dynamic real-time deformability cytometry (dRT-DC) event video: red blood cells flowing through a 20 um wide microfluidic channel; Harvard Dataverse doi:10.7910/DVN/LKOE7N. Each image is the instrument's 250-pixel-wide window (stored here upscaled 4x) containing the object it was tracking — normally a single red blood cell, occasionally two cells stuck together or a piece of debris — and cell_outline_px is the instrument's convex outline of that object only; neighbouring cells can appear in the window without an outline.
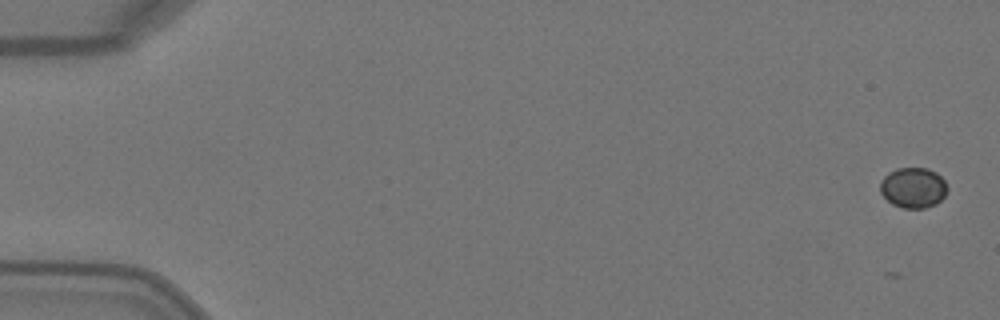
{"species": "Egyptian fruit bat (a non-hibernating species)", "species_latin": "Rousettus aegyptiacus", "temperature_condition": "warm", "stored_images_in_passage": 4, "camera_frame_rate_fps": 3000, "um_per_image_px": 0.085, "animal": {"sex": "female"}, "frame": {"image": 1, "passage_image": 1, "time_ms": 0.0, "image_size_px": [1000, 320], "cell_outline_px": [[948, 188], [944, 196], [936, 204], [924, 208], [904, 208], [892, 204], [880, 192], [880, 180], [888, 172], [896, 168], [928, 168], [936, 172], [944, 180]], "centroid_in_image_um": [77.61, 15.94], "position_along_channel_um": 7.4, "area_um2": 15.9}}